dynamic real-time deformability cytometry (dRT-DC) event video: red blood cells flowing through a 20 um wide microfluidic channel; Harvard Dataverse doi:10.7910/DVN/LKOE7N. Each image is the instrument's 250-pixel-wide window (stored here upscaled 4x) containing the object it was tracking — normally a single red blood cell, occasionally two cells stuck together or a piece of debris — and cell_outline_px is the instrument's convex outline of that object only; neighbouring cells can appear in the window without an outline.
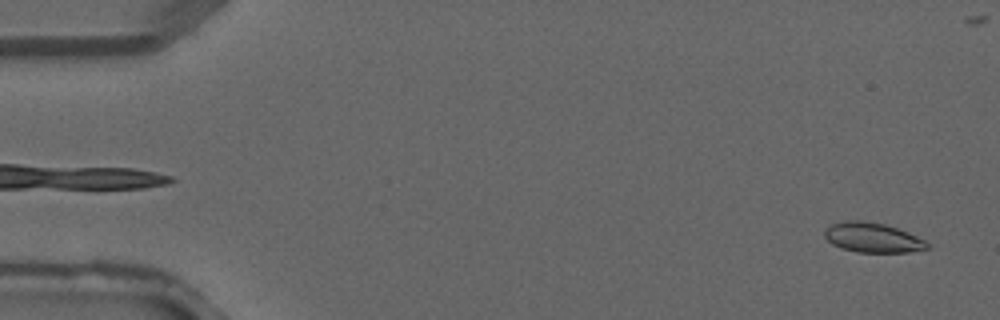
{"species": "common noctule bat (a hibernating species)", "species_latin": "Nyctalus noctula", "temperature_condition": "warm", "stored_images_in_passage": 3, "segment_of_instrument_passage": [2, 2], "camera_frame_rate_fps": 3000, "um_per_image_px": 0.085, "animal": {"sex": "male", "forearm_length_mm": 52.5}, "frame": {"image": 1, "passage_image": 3, "time_ms": 0.667, "image_size_px": [1000, 320], "cell_outline_px": [[928, 248], [908, 252], [856, 252], [840, 248], [832, 244], [824, 236], [824, 228], [832, 224], [844, 220], [864, 220], [884, 224], [908, 232], [924, 240], [928, 244]], "centroid_in_image_um": [74.11, 20.19], "position_along_channel_um": 10.9, "area_um2": 17.8}}